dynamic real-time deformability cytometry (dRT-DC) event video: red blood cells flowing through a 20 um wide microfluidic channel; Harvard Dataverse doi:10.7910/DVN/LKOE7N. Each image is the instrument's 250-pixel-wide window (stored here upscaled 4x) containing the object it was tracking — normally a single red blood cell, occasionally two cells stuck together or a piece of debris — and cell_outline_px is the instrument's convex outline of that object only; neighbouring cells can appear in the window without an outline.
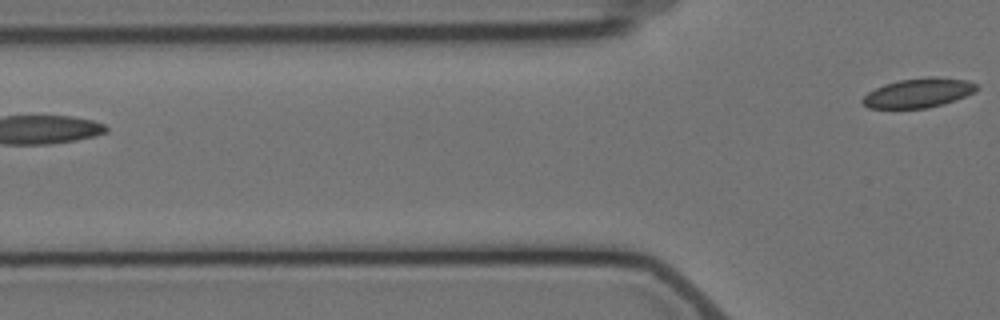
{"species": "Egyptian fruit bat (a non-hibernating species)", "species_latin": "Rousettus aegyptiacus", "temperature_condition": "cold", "stored_images_in_passage": 5, "camera_frame_rate_fps": 3000, "um_per_image_px": 0.085, "animal": {"sex": "female"}, "frame": {"image": 1, "passage_image": 5, "time_ms": 6.333, "image_size_px": [1000, 320], "cell_outline_px": [[980, 88], [976, 92], [956, 100], [944, 104], [928, 108], [868, 108], [860, 100], [868, 92], [884, 84], [900, 80], [928, 76], [936, 76], [968, 80], [976, 84]], "centroid_in_image_um": [78.12, 7.89], "position_along_channel_um": 47.7, "area_um2": 19.77}}